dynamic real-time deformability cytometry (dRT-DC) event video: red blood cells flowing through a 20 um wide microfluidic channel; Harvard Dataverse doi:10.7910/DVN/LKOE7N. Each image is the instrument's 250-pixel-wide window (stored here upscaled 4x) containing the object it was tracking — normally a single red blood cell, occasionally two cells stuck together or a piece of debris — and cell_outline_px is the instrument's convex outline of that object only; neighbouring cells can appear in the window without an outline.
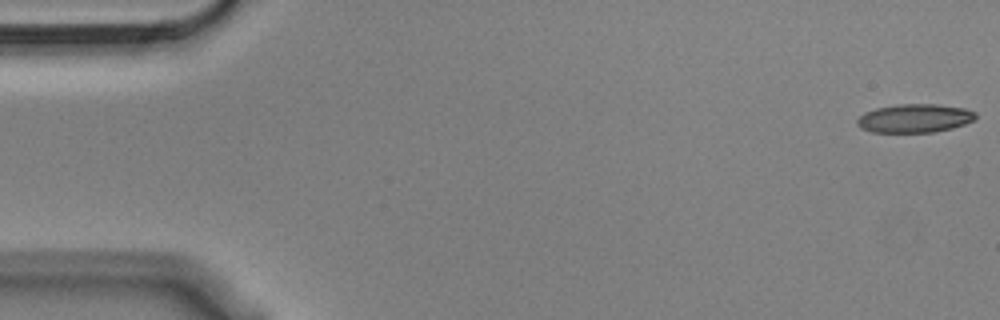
{"species": "Egyptian fruit bat (a non-hibernating species)", "species_latin": "Rousettus aegyptiacus", "temperature_condition": "cold", "stored_images_in_passage": 55, "camera_frame_rate_fps": 3000, "um_per_image_px": 0.085, "animal": {"sex": "male"}, "frame": {"image": 1, "passage_image": 1, "time_ms": 0.0, "image_size_px": [1000, 320], "cell_outline_px": [[976, 116], [972, 120], [964, 124], [952, 128], [932, 132], [872, 132], [860, 128], [856, 124], [856, 120], [864, 112], [876, 108], [896, 104], [936, 104], [964, 108], [976, 112]], "centroid_in_image_um": [77.7, 10.05], "position_along_channel_um": 7.3, "area_um2": 19.71}}
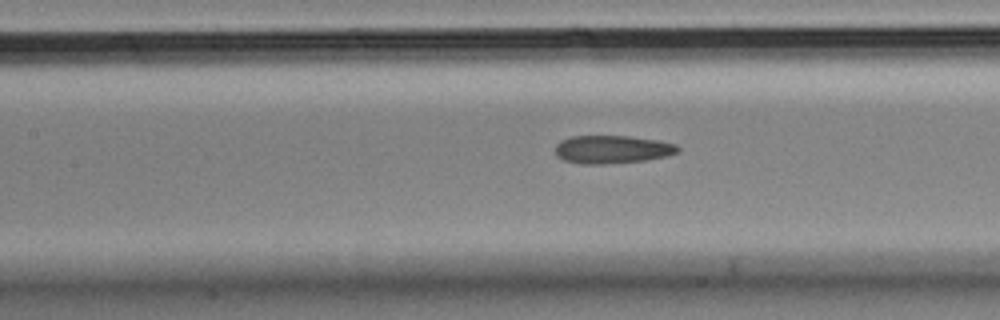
{"frame": {"image": 2, "passage_image": 24, "time_ms": 7.667, "image_size_px": [1000, 320], "cell_outline_px": [[680, 152], [668, 156], [644, 160], [604, 164], [580, 164], [564, 160], [556, 156], [556, 144], [560, 140], [572, 136], [628, 136], [660, 140], [676, 144], [680, 148]], "centroid_in_image_um": [52.06, 12.7], "position_along_channel_um": 155.3, "area_um2": 20.23}}
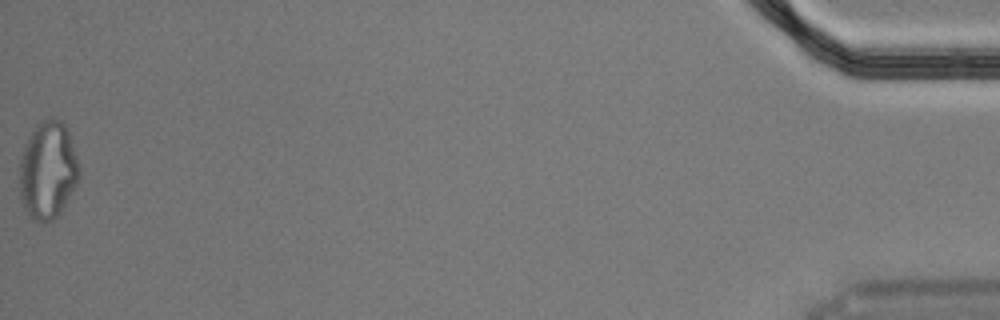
{"frame": {"image": 3, "passage_image": 55, "time_ms": 18.0, "image_size_px": [1000, 320], "cell_outline_px": [[80, 180], [60, 212], [52, 220], [40, 224], [32, 220], [24, 208], [20, 196], [20, 160], [24, 148], [36, 124], [48, 116], [52, 116], [60, 120], [64, 124], [68, 132], [80, 168]], "centroid_in_image_um": [4.08, 14.49], "position_along_channel_um": 431.1, "area_um2": 34.04}, "authors_computed_cell_mechanics": {"area_um2": 20.6346, "velocity_mm_per_s": 3.6381, "shape_relaxation_time_tau1_ms": null, "shape_relaxation_time_tau2_ms": 2.8985, "deformation_change_tau1": null, "deformation_change_tau2": 0.0911}}